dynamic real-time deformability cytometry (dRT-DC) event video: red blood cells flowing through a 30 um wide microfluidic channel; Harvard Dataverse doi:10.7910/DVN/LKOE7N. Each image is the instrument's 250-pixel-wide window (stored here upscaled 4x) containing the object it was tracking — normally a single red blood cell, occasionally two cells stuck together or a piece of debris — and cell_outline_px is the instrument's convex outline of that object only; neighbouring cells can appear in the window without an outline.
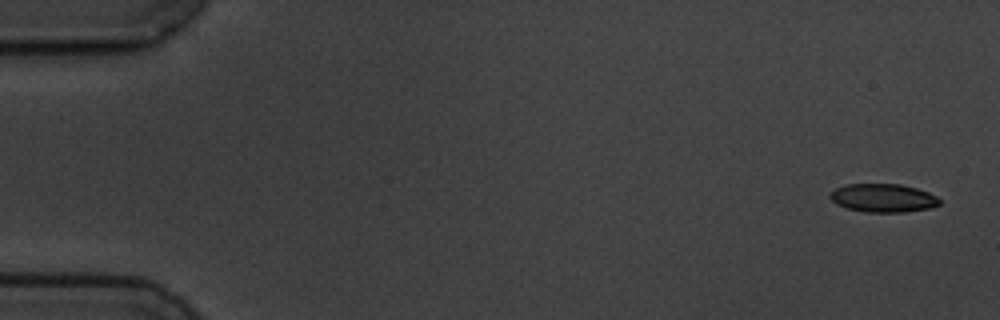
{"species": "common noctule bat (a hibernating species)", "species_latin": "Nyctalus noctula", "temperature_condition": "cold", "stored_images_in_passage": 5, "camera_frame_rate_fps": 3000, "um_per_image_px": 0.085, "animal": {"sex": "male", "body_mass_g": 19.5, "forearm_length_mm": 54.6}, "frame": {"image": 1, "passage_image": 1, "time_ms": 0.0, "image_size_px": [1000, 320], "cell_outline_px": [[940, 204], [932, 208], [904, 212], [864, 212], [848, 208], [836, 204], [828, 196], [828, 192], [836, 188], [848, 184], [900, 184], [916, 188], [928, 192], [936, 196], [940, 200]], "centroid_in_image_um": [75.05, 16.83], "position_along_channel_um": 9.9, "area_um2": 18.21}}
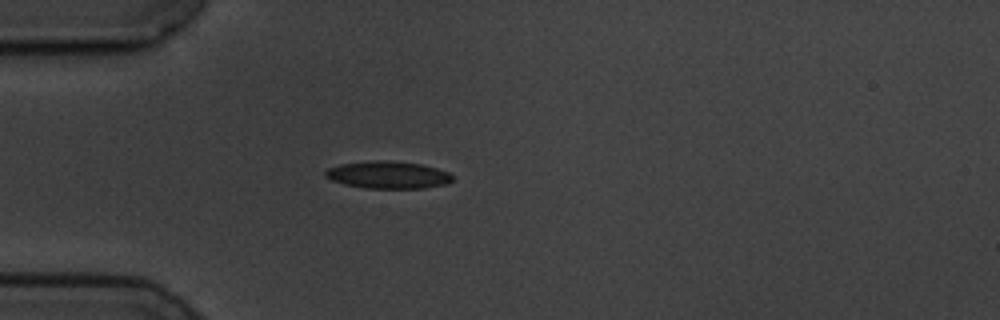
{"frame": {"image": 2, "passage_image": 5, "time_ms": 4.667, "image_size_px": [1000, 320], "cell_outline_px": [[452, 180], [448, 184], [424, 188], [368, 188], [344, 184], [332, 180], [324, 176], [324, 172], [328, 168], [340, 164], [376, 160], [388, 160], [420, 164], [436, 168], [448, 172], [452, 176]], "centroid_in_image_um": [32.98, 14.86], "position_along_channel_um": 52.0, "area_um2": 20.17}}